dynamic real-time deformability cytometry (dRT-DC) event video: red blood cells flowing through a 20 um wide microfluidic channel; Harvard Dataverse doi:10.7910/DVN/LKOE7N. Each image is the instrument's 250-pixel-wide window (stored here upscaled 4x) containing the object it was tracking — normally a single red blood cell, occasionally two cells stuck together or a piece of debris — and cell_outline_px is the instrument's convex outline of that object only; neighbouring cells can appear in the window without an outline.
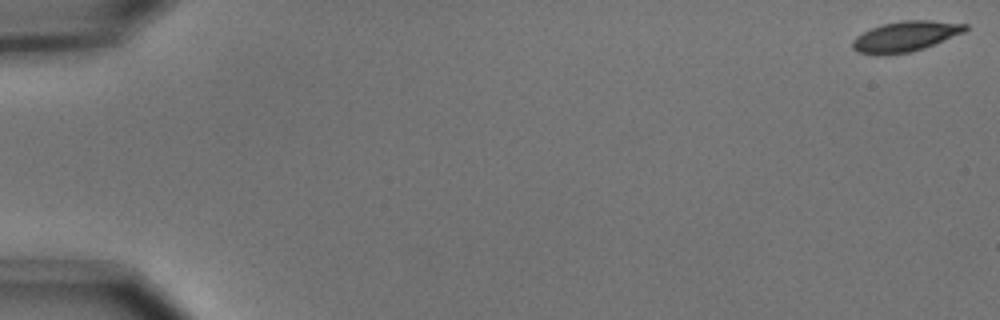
{"species": "common noctule bat (a hibernating species)", "species_latin": "Nyctalus noctula", "temperature_condition": "cold", "stored_images_in_passage": 17, "camera_frame_rate_fps": 3000, "um_per_image_px": 0.085, "animal": {"sex": "male", "body_mass_g": 15.6}, "frame": {"image": 1, "passage_image": 1, "time_ms": 0.0, "image_size_px": [1000, 320], "cell_outline_px": [[968, 28], [964, 32], [924, 48], [912, 52], [884, 56], [876, 56], [860, 52], [852, 48], [852, 40], [856, 36], [880, 24], [904, 20], [932, 20], [968, 24]], "centroid_in_image_um": [76.94, 3.1], "position_along_channel_um": 8.1, "area_um2": 20.17}}
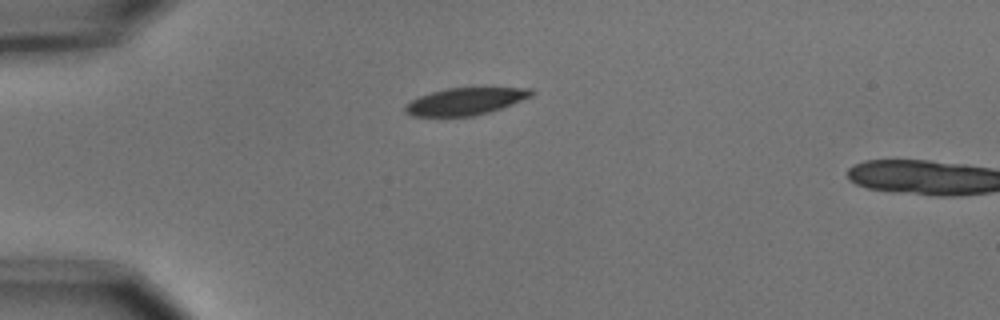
{"frame": {"image": 2, "passage_image": 15, "time_ms": 4.667, "image_size_px": [1000, 320], "cell_outline_px": [[536, 92], [532, 96], [512, 104], [476, 116], [412, 116], [404, 112], [404, 104], [420, 96], [432, 92], [448, 88], [484, 84], [492, 84], [532, 88]], "centroid_in_image_um": [39.68, 8.54], "position_along_channel_um": 45.3, "area_um2": 21.21}}